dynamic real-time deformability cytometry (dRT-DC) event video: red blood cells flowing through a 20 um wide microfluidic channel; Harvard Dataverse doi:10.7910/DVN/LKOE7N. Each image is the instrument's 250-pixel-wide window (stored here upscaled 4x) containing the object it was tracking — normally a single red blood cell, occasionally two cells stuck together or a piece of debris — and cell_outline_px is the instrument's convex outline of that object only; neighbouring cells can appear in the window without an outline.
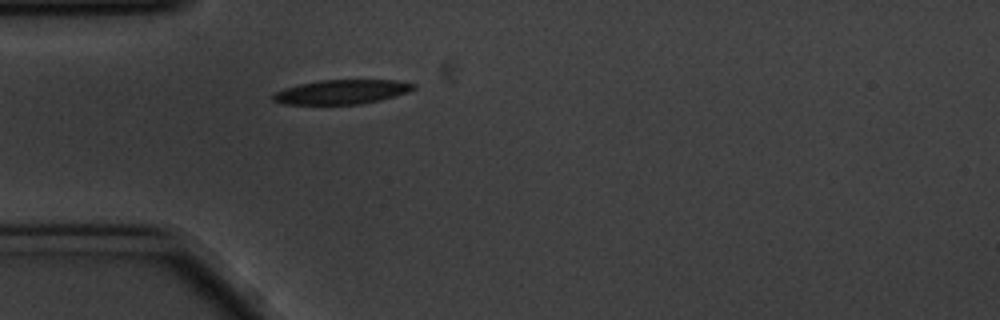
{"species": "common noctule bat (a hibernating species)", "species_latin": "Nyctalus noctula", "temperature_condition": "cold", "stored_images_in_passage": 12, "camera_frame_rate_fps": 3000, "um_per_image_px": 0.085, "animal": {"sex": "male", "body_mass_g": 20.1, "forearm_length_mm": 53.5}, "frame": {"image": 1, "passage_image": 1, "time_ms": 0.0, "image_size_px": [1000, 320], "cell_outline_px": [[416, 88], [408, 92], [396, 96], [380, 100], [360, 104], [280, 104], [272, 100], [272, 96], [276, 92], [284, 88], [300, 84], [320, 80], [396, 80], [416, 84]], "centroid_in_image_um": [29.06, 7.81], "position_along_channel_um": 55.9, "area_um2": 19.94}}
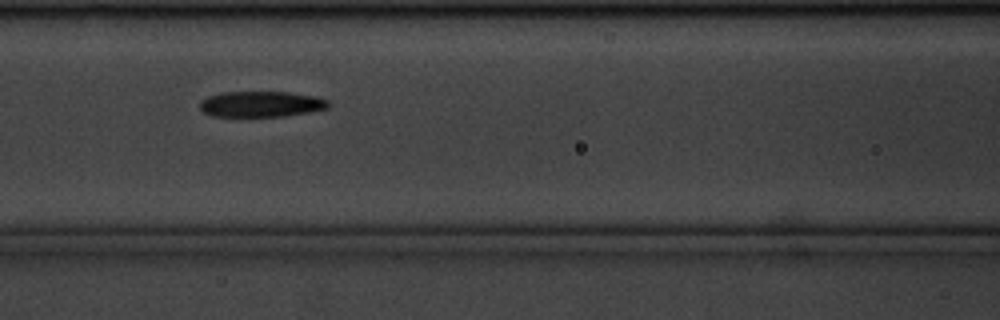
{"frame": {"image": 2, "passage_image": 9, "time_ms": 2.667, "image_size_px": [1000, 320], "cell_outline_px": [[332, 104], [328, 108], [308, 112], [284, 116], [212, 116], [200, 112], [200, 100], [208, 96], [220, 92], [288, 92], [316, 96], [328, 100]], "centroid_in_image_um": [22.18, 8.84], "position_along_channel_um": 144.4, "area_um2": 19.48}}
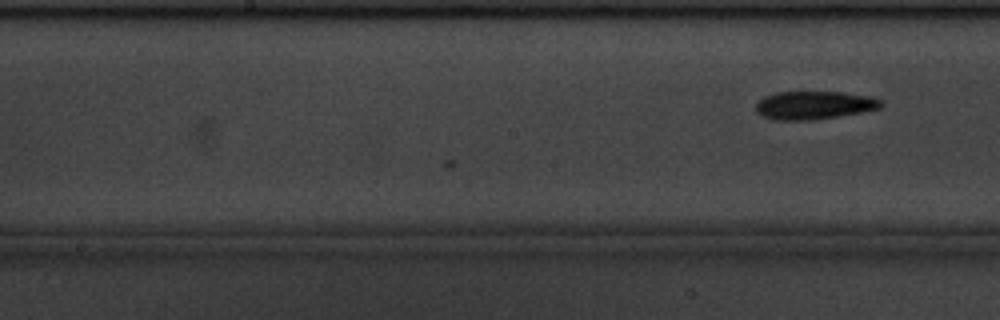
{"frame": {"image": 3, "passage_image": 12, "time_ms": 3.667, "image_size_px": [1000, 320], "cell_outline_px": [[884, 104], [880, 108], [864, 112], [808, 120], [772, 120], [756, 112], [756, 104], [764, 96], [776, 92], [844, 92], [872, 96], [880, 100]], "centroid_in_image_um": [69.21, 8.93], "position_along_channel_um": 179.0, "area_um2": 20.58}}